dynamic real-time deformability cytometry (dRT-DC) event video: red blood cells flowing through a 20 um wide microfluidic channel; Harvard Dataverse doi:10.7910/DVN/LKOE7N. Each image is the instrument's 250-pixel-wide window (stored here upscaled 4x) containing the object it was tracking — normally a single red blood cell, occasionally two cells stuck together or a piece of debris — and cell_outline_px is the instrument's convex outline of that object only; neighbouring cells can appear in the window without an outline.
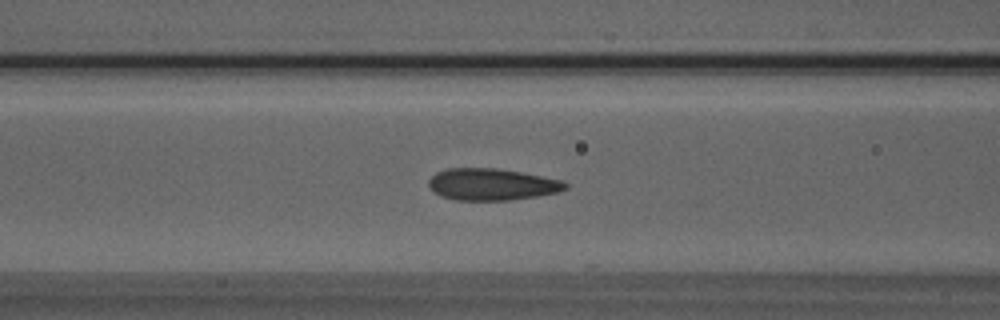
{"species": "Egyptian fruit bat (a non-hibernating species)", "species_latin": "Rousettus aegyptiacus", "temperature_condition": "room temperature", "stored_images_in_passage": 52, "camera_frame_rate_fps": 3000, "um_per_image_px": 0.085, "animal": {"sex": "male"}, "frame": {"image": 1, "passage_image": 20, "time_ms": 6.333, "image_size_px": [1000, 320], "cell_outline_px": [[568, 188], [556, 192], [536, 196], [508, 200], [456, 200], [440, 196], [432, 192], [428, 188], [428, 180], [436, 172], [448, 168], [496, 168], [520, 172], [564, 180], [568, 184]], "centroid_in_image_um": [41.76, 15.67], "position_along_channel_um": 124.8, "area_um2": 25.43}}
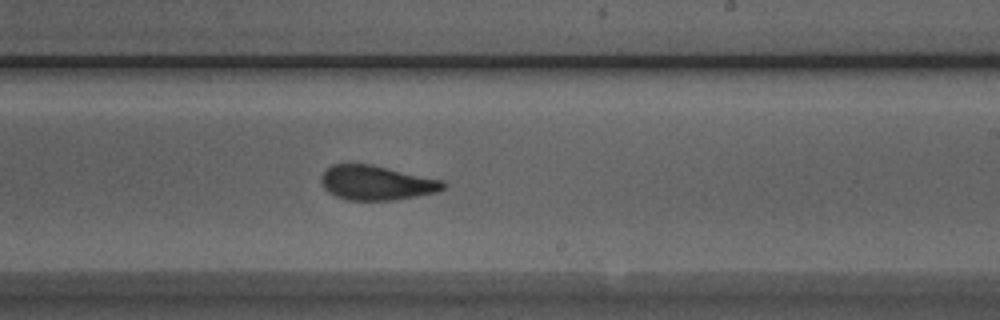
{"frame": {"image": 2, "passage_image": 30, "time_ms": 9.667, "image_size_px": [1000, 320], "cell_outline_px": [[448, 184], [440, 192], [396, 200], [348, 200], [336, 196], [328, 192], [324, 188], [320, 180], [320, 176], [332, 164], [372, 164], [444, 180]], "centroid_in_image_um": [32.04, 15.54], "position_along_channel_um": 257.0, "area_um2": 24.85}}
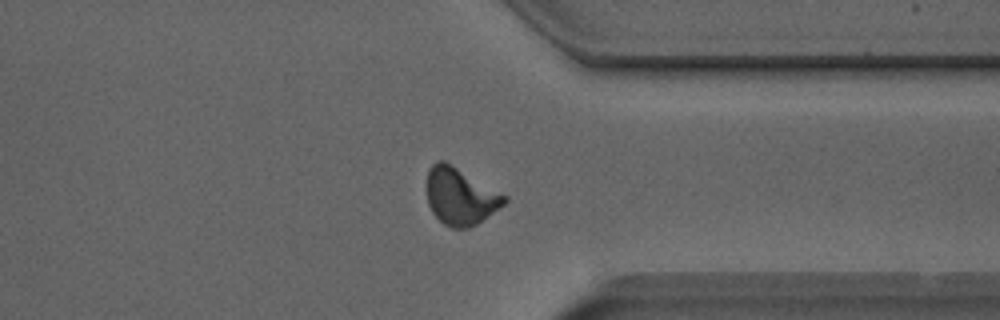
{"frame": {"image": 3, "passage_image": 39, "time_ms": 12.667, "image_size_px": [1000, 320], "cell_outline_px": [[508, 200], [504, 204], [476, 224], [468, 228], [452, 228], [444, 224], [432, 212], [428, 204], [428, 172], [432, 164], [436, 160], [444, 160], [452, 164], [508, 196]], "centroid_in_image_um": [39.13, 16.67], "position_along_channel_um": 372.3, "area_um2": 25.55}, "authors_computed_cell_mechanics": {"area_um2": 25.1141, "velocity_mm_per_s": 3.9691, "shape_relaxation_time_tau1_ms": 3.963, "shape_relaxation_time_tau2_ms": 1.0026, "deformation_change_tau1": 0.1406, "deformation_change_tau2": 0.089}}